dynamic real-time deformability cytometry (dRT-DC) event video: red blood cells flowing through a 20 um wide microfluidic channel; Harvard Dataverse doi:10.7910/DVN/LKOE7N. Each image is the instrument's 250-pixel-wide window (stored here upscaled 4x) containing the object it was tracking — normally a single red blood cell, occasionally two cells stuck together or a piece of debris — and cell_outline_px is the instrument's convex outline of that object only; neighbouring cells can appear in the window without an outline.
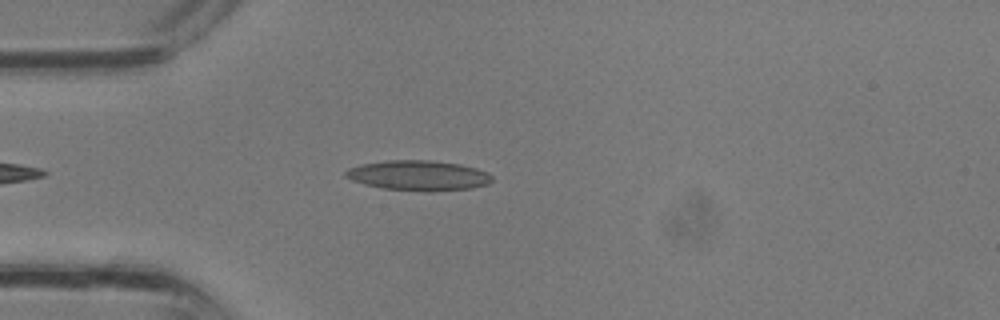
{"species": "common noctule bat (a hibernating species)", "species_latin": "Nyctalus noctula", "temperature_condition": "room temperature", "stored_images_in_passage": 23, "camera_frame_rate_fps": 3000, "um_per_image_px": 0.085, "animal": {"sex": "male", "body_mass_g": 13.3}, "frame": {"image": 1, "passage_image": 3, "time_ms": 0.667, "image_size_px": [1000, 320], "cell_outline_px": [[492, 180], [488, 184], [472, 188], [432, 192], [380, 188], [364, 184], [352, 180], [344, 176], [344, 172], [348, 168], [360, 164], [388, 160], [432, 160], [460, 164], [476, 168], [488, 172], [492, 176]], "centroid_in_image_um": [35.56, 14.92], "position_along_channel_um": 49.4, "area_um2": 25.95}}
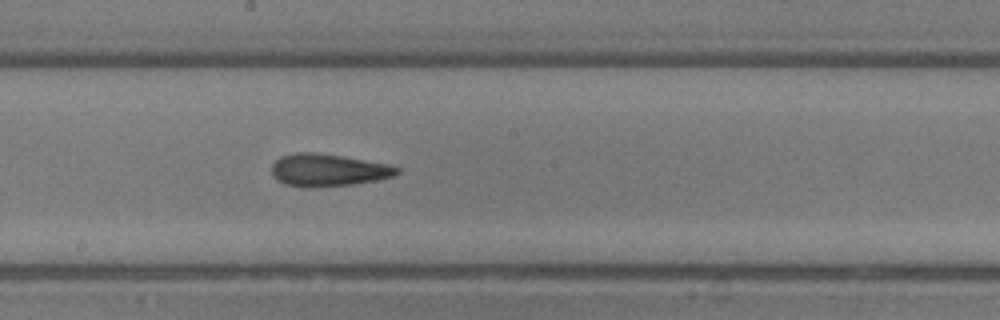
{"frame": {"image": 2, "passage_image": 12, "time_ms": 3.667, "image_size_px": [1000, 320], "cell_outline_px": [[400, 172], [392, 176], [376, 180], [352, 184], [284, 184], [276, 180], [272, 176], [272, 164], [280, 156], [296, 152], [312, 152], [344, 156], [388, 164], [400, 168]], "centroid_in_image_um": [27.9, 14.4], "position_along_channel_um": 220.3, "area_um2": 22.77}}
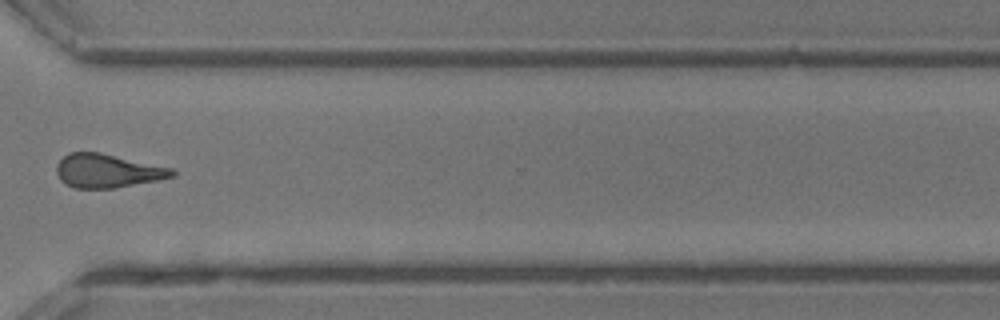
{"frame": {"image": 3, "passage_image": 19, "time_ms": 6.0, "image_size_px": [1000, 320], "cell_outline_px": [[176, 176], [160, 180], [112, 188], [76, 188], [64, 184], [60, 180], [56, 172], [56, 164], [68, 152], [100, 152], [172, 168], [176, 172]], "centroid_in_image_um": [9.13, 14.52], "position_along_channel_um": 361.5, "area_um2": 22.77}}